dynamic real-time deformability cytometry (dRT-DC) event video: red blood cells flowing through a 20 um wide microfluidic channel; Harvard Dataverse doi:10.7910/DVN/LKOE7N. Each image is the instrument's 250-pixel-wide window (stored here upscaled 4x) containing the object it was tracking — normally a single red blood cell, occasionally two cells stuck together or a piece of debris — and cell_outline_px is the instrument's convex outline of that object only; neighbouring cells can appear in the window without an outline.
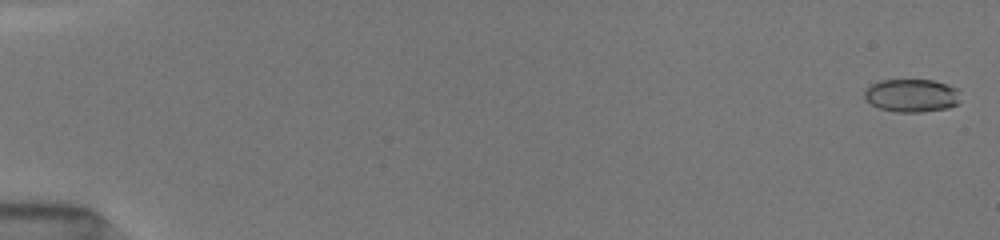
{"species": "common noctule bat (a hibernating species)", "species_latin": "Nyctalus noctula", "temperature_condition": "room temperature", "stored_images_in_passage": 53, "camera_frame_rate_fps": 3000, "um_per_image_px": 0.085, "animal": {"sex": "female", "body_mass_g": 19.5, "forearm_length_mm": 54.1}, "frame": {"image": 1, "passage_image": 2, "time_ms": 0.333, "image_size_px": [1000, 240], "cell_outline_px": [[960, 100], [956, 104], [948, 108], [920, 112], [896, 112], [880, 108], [864, 100], [864, 92], [872, 84], [880, 80], [932, 80], [948, 84], [956, 88]], "centroid_in_image_um": [77.48, 8.12], "position_along_channel_um": 7.5, "area_um2": 18.44}}
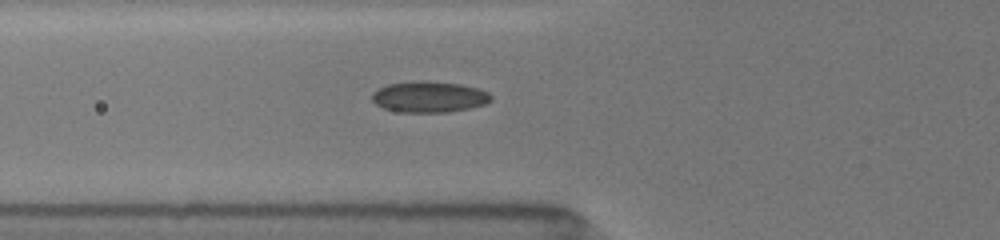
{"frame": {"image": 2, "passage_image": 21, "time_ms": 6.667, "image_size_px": [1000, 240], "cell_outline_px": [[492, 100], [484, 104], [468, 108], [448, 112], [400, 112], [384, 108], [376, 104], [372, 100], [372, 92], [376, 88], [388, 84], [460, 84], [480, 88], [488, 92], [492, 96]], "centroid_in_image_um": [36.49, 8.28], "position_along_channel_um": 89.3, "area_um2": 20.58}}
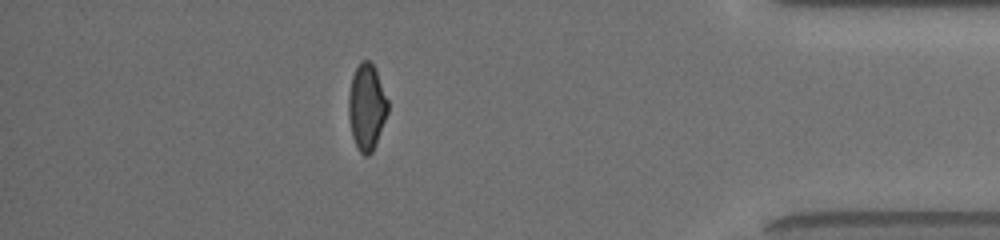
{"frame": {"image": 3, "passage_image": 47, "time_ms": 15.333, "image_size_px": [1000, 240], "cell_outline_px": [[388, 112], [376, 144], [372, 152], [368, 156], [364, 156], [360, 152], [352, 136], [348, 116], [348, 96], [352, 76], [360, 60], [368, 60], [376, 68], [388, 100]], "centroid_in_image_um": [31.17, 9.08], "position_along_channel_um": 404.0, "area_um2": 19.88}, "authors_computed_cell_mechanics": {"area_um2": 19.941, "velocity_mm_per_s": 4.0292, "shape_relaxation_time_tau1_ms": 5.0612, "shape_relaxation_time_tau2_ms": 1.1225, "deformation_change_tau1": 0.1583, "deformation_change_tau2": 0.0428}}